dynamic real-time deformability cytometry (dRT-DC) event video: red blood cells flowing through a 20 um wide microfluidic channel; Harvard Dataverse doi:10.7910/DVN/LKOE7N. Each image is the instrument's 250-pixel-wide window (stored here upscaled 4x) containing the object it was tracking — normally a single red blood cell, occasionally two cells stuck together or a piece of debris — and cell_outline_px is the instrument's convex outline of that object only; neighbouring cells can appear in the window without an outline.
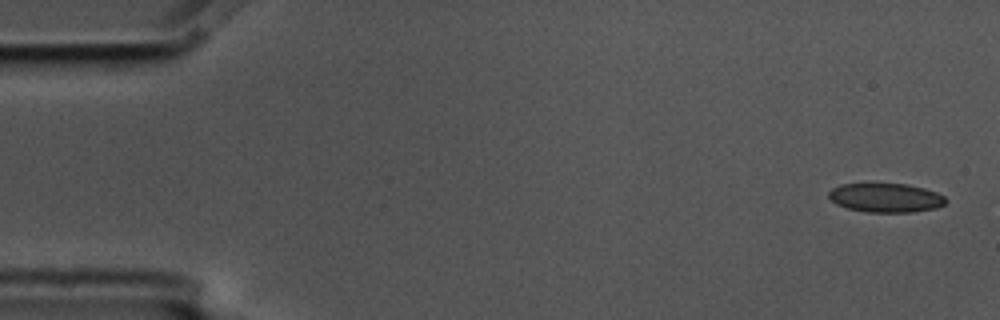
{"species": "common noctule bat (a hibernating species)", "species_latin": "Nyctalus noctula", "temperature_condition": "cold", "stored_images_in_passage": 6, "segment_of_instrument_passage": [1, 2], "camera_frame_rate_fps": 3000, "um_per_image_px": 0.085, "animal": {"sex": "male", "body_mass_g": 17.5, "forearm_length_mm": 52.3}, "frame": {"image": 1, "passage_image": 1, "time_ms": 0.0, "image_size_px": [1000, 320], "cell_outline_px": [[948, 200], [944, 204], [936, 208], [912, 212], [868, 212], [848, 208], [836, 204], [828, 196], [828, 192], [832, 188], [840, 184], [904, 184], [924, 188], [936, 192], [944, 196]], "centroid_in_image_um": [75.29, 16.81], "position_along_channel_um": 9.7, "area_um2": 19.71}}
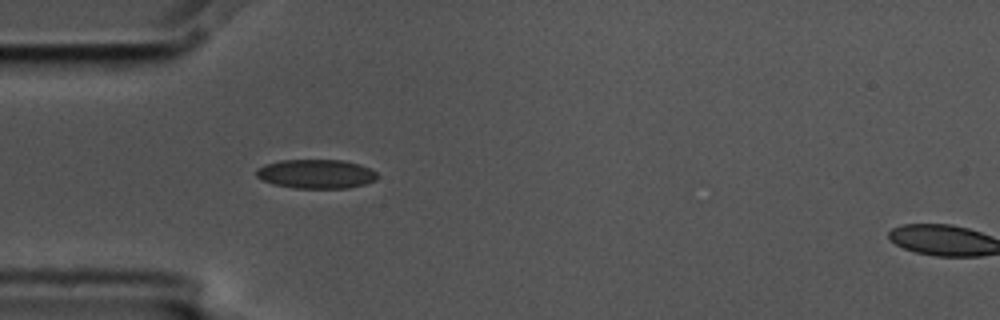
{"frame": {"image": 2, "passage_image": 5, "time_ms": 1.333, "image_size_px": [1000, 320], "cell_outline_px": [[376, 180], [364, 184], [348, 188], [296, 188], [276, 184], [264, 180], [256, 176], [256, 168], [264, 164], [280, 160], [344, 160], [360, 164], [376, 172]], "centroid_in_image_um": [26.86, 14.77], "position_along_channel_um": 58.1, "area_um2": 20.4}}